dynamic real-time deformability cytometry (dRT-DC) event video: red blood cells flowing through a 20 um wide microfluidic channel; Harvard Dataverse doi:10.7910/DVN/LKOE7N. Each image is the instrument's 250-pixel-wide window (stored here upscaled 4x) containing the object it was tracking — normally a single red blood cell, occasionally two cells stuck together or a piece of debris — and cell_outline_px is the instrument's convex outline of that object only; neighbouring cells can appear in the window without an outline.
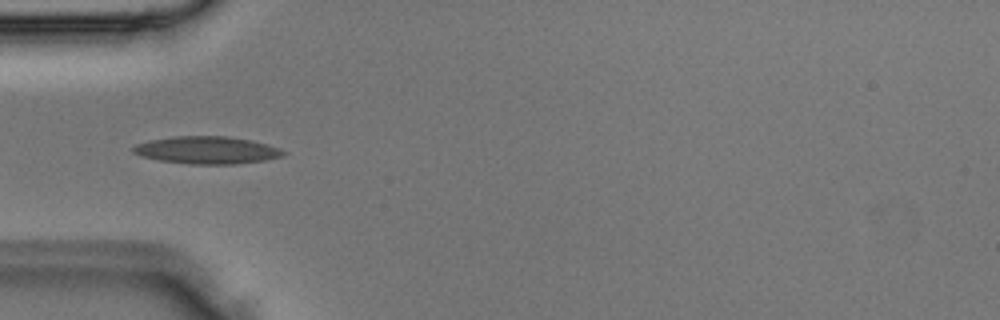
{"species": "Egyptian fruit bat (a non-hibernating species)", "species_latin": "Rousettus aegyptiacus", "temperature_condition": "room temperature", "stored_images_in_passage": 2, "camera_frame_rate_fps": 3000, "um_per_image_px": 0.085, "animal": {"sex": "male"}, "frame": {"image": 1, "passage_image": 2, "time_ms": 0.333, "image_size_px": [1000, 320], "cell_outline_px": [[288, 152], [284, 156], [264, 160], [236, 164], [192, 164], [160, 160], [144, 156], [132, 152], [132, 148], [136, 144], [148, 140], [172, 136], [228, 136], [252, 140], [268, 144], [280, 148]], "centroid_in_image_um": [17.63, 12.75], "position_along_channel_um": 67.4, "area_um2": 24.1}}